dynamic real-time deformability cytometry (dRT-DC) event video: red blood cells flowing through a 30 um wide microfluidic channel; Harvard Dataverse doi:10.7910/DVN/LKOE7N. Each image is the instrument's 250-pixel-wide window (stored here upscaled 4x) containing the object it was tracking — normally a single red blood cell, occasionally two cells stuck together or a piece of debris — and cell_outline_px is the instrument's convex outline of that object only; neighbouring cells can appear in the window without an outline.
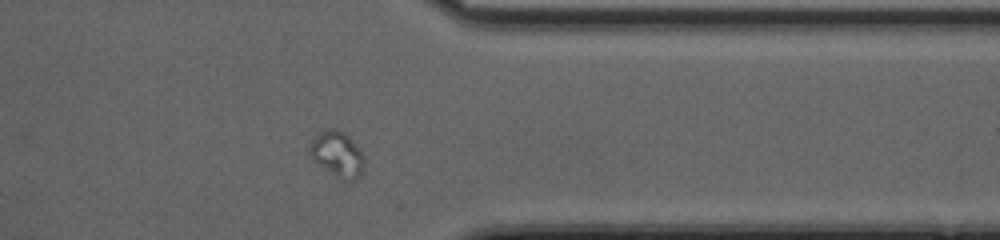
{"species": "common noctule bat (a hibernating species)", "species_latin": "Nyctalus noctula", "temperature_condition": "cold", "stored_images_in_passage": 33, "camera_frame_rate_fps": 3000, "um_per_image_px": 0.085, "animal": {"sex": "female", "body_mass_g": 20.0, "forearm_length_mm": 54.0}, "frame": {"image": 1, "passage_image": 24, "time_ms": 7.667, "image_size_px": [1000, 240], "cell_outline_px": [[364, 168], [360, 176], [352, 180], [344, 180], [336, 176], [320, 164], [312, 156], [308, 148], [312, 140], [320, 132], [332, 128], [344, 132], [356, 144], [364, 156]], "centroid_in_image_um": [28.72, 13.1], "position_along_channel_um": 382.7, "area_um2": 14.05}}
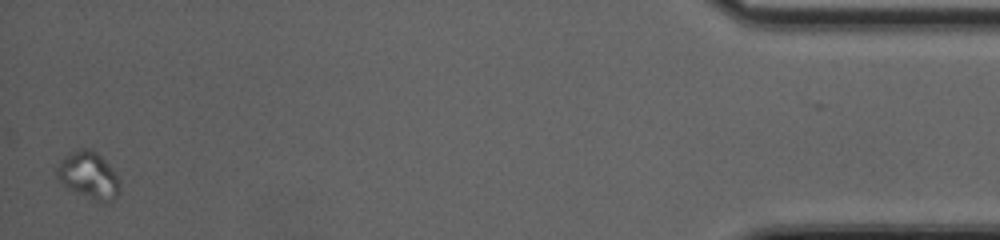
{"frame": {"image": 2, "passage_image": 33, "time_ms": 10.667, "image_size_px": [1000, 240], "cell_outline_px": [[120, 192], [108, 204], [100, 204], [68, 188], [56, 176], [56, 168], [60, 160], [72, 152], [80, 148], [92, 148], [108, 164], [120, 180]], "centroid_in_image_um": [7.56, 14.94], "position_along_channel_um": 427.6, "area_um2": 17.34}}